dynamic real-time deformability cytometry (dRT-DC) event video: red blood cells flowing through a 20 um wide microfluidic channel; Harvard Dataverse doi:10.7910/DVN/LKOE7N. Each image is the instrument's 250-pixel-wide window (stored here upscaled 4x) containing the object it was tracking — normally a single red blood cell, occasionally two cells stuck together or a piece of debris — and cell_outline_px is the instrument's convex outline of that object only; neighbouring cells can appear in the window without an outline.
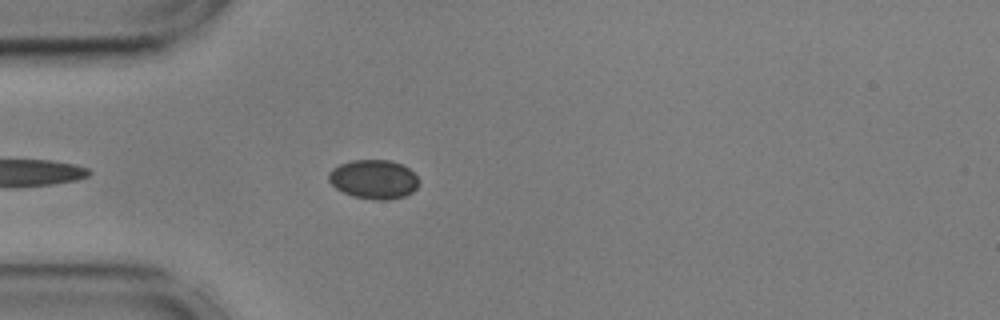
{"species": "common noctule bat (a hibernating species)", "species_latin": "Nyctalus noctula", "temperature_condition": "cold", "stored_images_in_passage": 11, "camera_frame_rate_fps": 3000, "um_per_image_px": 0.085, "animal": {"sex": "male", "body_mass_g": 17.9, "forearm_length_mm": 54.2}, "frame": {"image": 1, "passage_image": 7, "time_ms": 2.0, "image_size_px": [1000, 320], "cell_outline_px": [[420, 184], [412, 192], [404, 196], [388, 200], [372, 200], [352, 196], [336, 188], [328, 180], [328, 172], [332, 168], [340, 164], [352, 160], [392, 160], [408, 168], [420, 180]], "centroid_in_image_um": [31.76, 15.24], "position_along_channel_um": 53.2, "area_um2": 20.69}}